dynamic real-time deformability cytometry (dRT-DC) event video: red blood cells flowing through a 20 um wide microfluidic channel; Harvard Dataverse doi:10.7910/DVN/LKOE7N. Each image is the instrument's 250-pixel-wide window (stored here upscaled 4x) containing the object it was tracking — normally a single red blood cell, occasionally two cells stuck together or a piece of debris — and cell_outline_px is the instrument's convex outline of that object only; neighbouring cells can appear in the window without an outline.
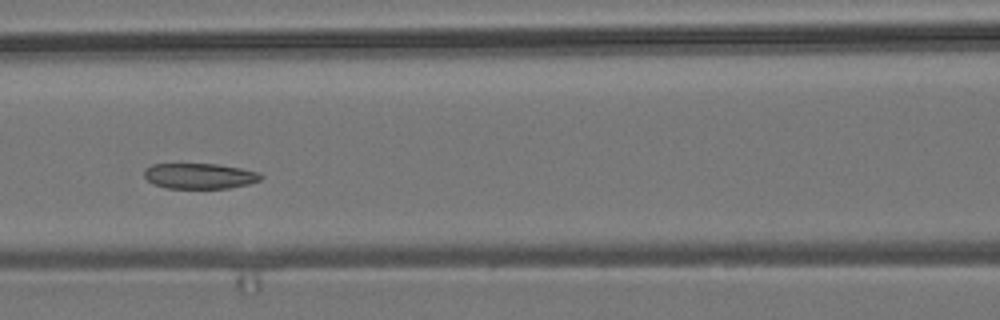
{"species": "common noctule bat (a hibernating species)", "species_latin": "Nyctalus noctula", "temperature_condition": "room temperature", "stored_images_in_passage": 9, "camera_frame_rate_fps": 3000, "um_per_image_px": 0.085, "animal": {"sex": "male", "body_mass_g": 19.2, "forearm_length_mm": 51.8}, "frame": {"image": 1, "passage_image": 8, "time_ms": 2.333, "image_size_px": [1000, 320], "cell_outline_px": [[264, 176], [260, 180], [248, 184], [228, 188], [168, 188], [152, 184], [144, 176], [144, 168], [152, 164], [220, 164], [260, 172]], "centroid_in_image_um": [16.97, 14.95], "position_along_channel_um": 149.6, "area_um2": 17.46}}
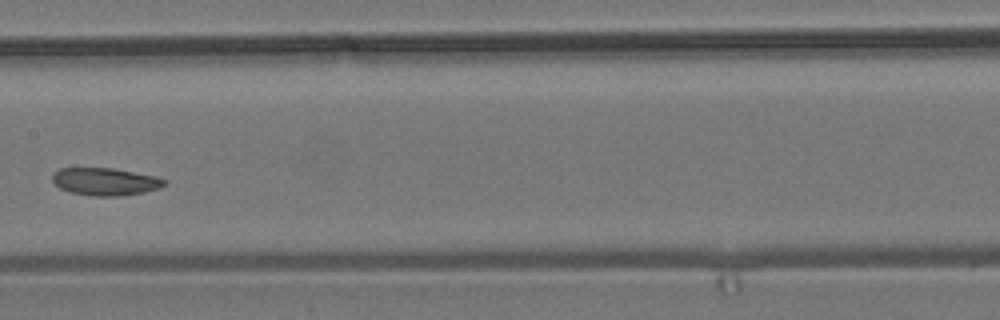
{"frame": {"image": 2, "passage_image": 9, "time_ms": 2.667, "image_size_px": [1000, 320], "cell_outline_px": [[164, 184], [160, 188], [144, 192], [116, 196], [92, 196], [72, 192], [60, 188], [52, 180], [52, 172], [60, 168], [112, 168], [156, 176], [164, 180]], "centroid_in_image_um": [8.91, 15.43], "position_along_channel_um": 198.5, "area_um2": 17.8}}